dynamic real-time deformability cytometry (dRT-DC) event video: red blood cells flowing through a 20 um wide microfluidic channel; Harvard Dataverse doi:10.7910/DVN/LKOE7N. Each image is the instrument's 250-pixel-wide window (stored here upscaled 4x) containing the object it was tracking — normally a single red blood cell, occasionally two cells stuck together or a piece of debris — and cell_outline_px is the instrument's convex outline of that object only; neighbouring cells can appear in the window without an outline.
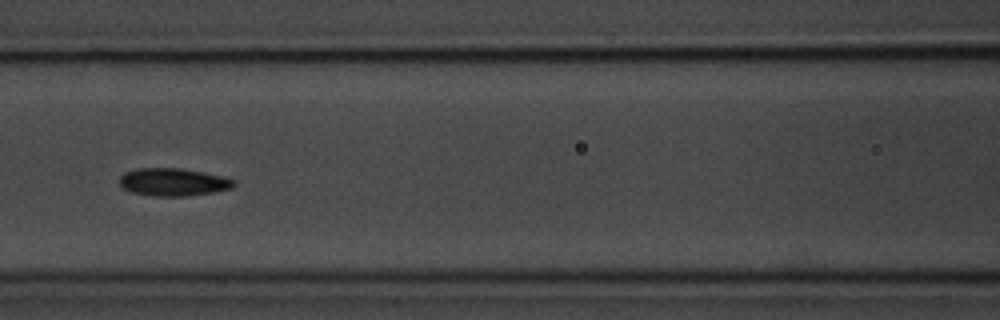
{"species": "common noctule bat (a hibernating species)", "species_latin": "Nyctalus noctula", "temperature_condition": "room temperature", "stored_images_in_passage": 8, "camera_frame_rate_fps": 3000, "um_per_image_px": 0.085, "animal": {"sex": "male", "body_mass_g": 20.1, "forearm_length_mm": 53.5}, "frame": {"image": 1, "passage_image": 7, "time_ms": 7.667, "image_size_px": [1000, 320], "cell_outline_px": [[236, 184], [232, 188], [212, 192], [188, 196], [156, 196], [132, 192], [124, 188], [120, 184], [120, 176], [124, 172], [136, 168], [180, 168], [224, 176], [236, 180]], "centroid_in_image_um": [14.74, 15.47], "position_along_channel_um": 151.9, "area_um2": 18.5}}
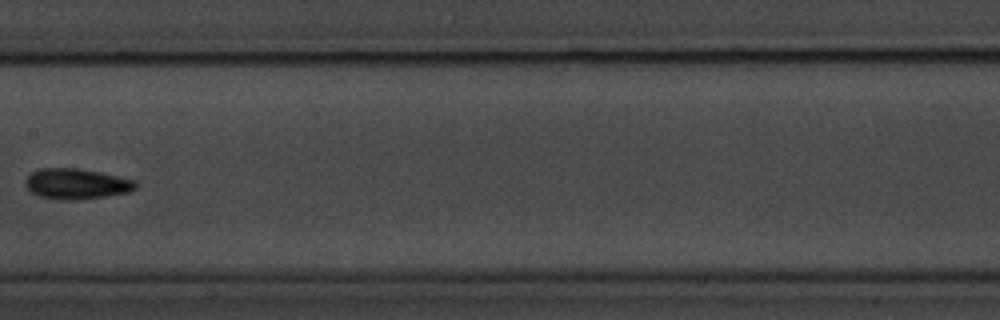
{"frame": {"image": 2, "passage_image": 8, "time_ms": 9.0, "image_size_px": [1000, 320], "cell_outline_px": [[136, 188], [128, 192], [104, 196], [72, 200], [60, 200], [40, 196], [32, 192], [24, 184], [24, 180], [32, 172], [40, 168], [80, 168], [100, 172], [136, 180]], "centroid_in_image_um": [6.48, 15.61], "position_along_channel_um": 200.9, "area_um2": 19.54}}